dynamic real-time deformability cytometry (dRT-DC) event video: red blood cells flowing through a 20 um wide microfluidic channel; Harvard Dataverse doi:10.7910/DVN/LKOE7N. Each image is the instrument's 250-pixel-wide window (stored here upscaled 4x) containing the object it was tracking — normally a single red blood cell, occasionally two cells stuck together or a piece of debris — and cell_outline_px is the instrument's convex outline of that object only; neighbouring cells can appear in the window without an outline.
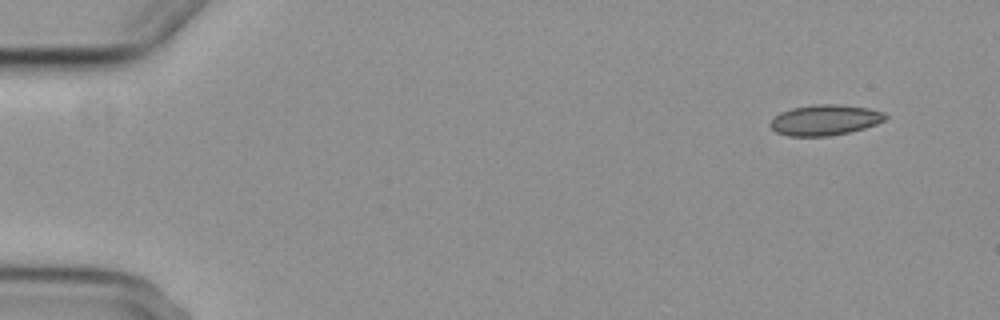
{"species": "common noctule bat (a hibernating species)", "species_latin": "Nyctalus noctula", "temperature_condition": "cold", "stored_images_in_passage": 4, "camera_frame_rate_fps": 3000, "um_per_image_px": 0.085, "animal": {"sex": "female", "body_mass_g": 29.2, "forearm_length_mm": 56.3}, "frame": {"image": 1, "passage_image": 1, "time_ms": 0.0, "image_size_px": [1000, 320], "cell_outline_px": [[888, 116], [884, 120], [876, 124], [864, 128], [848, 132], [828, 136], [788, 136], [776, 132], [768, 124], [780, 112], [792, 108], [816, 104], [840, 104], [868, 108], [884, 112]], "centroid_in_image_um": [70.12, 10.19], "position_along_channel_um": 14.9, "area_um2": 20.46}}
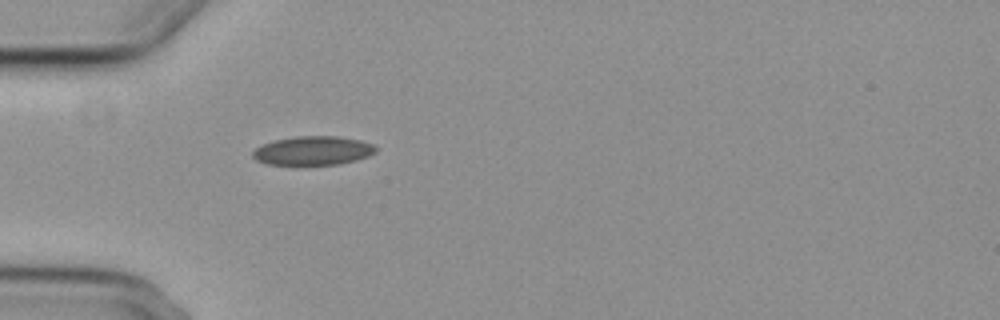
{"frame": {"image": 2, "passage_image": 4, "time_ms": 4.333, "image_size_px": [1000, 320], "cell_outline_px": [[376, 152], [368, 156], [356, 160], [340, 164], [264, 164], [256, 160], [252, 156], [252, 152], [260, 144], [272, 140], [296, 136], [340, 136], [360, 140], [372, 144], [376, 148]], "centroid_in_image_um": [26.57, 12.79], "position_along_channel_um": 58.4, "area_um2": 20.81}}